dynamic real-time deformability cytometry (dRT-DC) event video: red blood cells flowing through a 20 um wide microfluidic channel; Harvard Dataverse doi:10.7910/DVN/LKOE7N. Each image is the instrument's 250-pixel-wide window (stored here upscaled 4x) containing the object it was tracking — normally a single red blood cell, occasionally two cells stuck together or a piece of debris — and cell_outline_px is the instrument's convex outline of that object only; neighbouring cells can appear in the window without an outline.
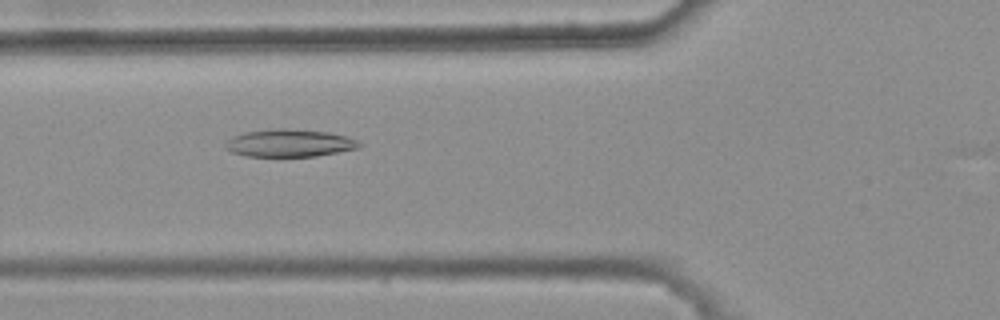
{"species": "common noctule bat (a hibernating species)", "species_latin": "Nyctalus noctula", "temperature_condition": "warm", "stored_images_in_passage": 7, "camera_frame_rate_fps": 3000, "um_per_image_px": 0.085, "animal": {"sex": "female", "body_mass_g": 25.1}, "frame": {"image": 1, "passage_image": 3, "time_ms": 0.667, "image_size_px": [1000, 320], "cell_outline_px": [[364, 144], [360, 148], [316, 156], [248, 156], [232, 152], [224, 148], [224, 144], [232, 136], [244, 132], [276, 128], [284, 128], [328, 132], [348, 136]], "centroid_in_image_um": [24.62, 12.15], "position_along_channel_um": 101.2, "area_um2": 21.62}}
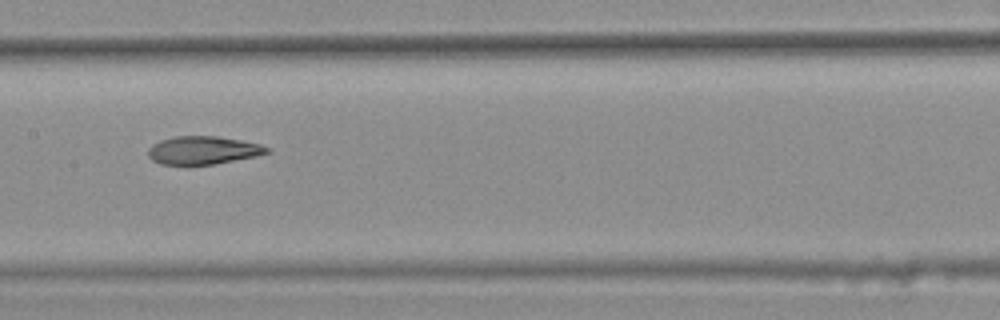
{"frame": {"image": 2, "passage_image": 5, "time_ms": 1.333, "image_size_px": [1000, 320], "cell_outline_px": [[272, 148], [268, 152], [256, 156], [212, 164], [188, 168], [160, 164], [152, 160], [148, 156], [148, 148], [152, 144], [160, 140], [176, 136], [216, 136], [240, 140], [260, 144]], "centroid_in_image_um": [17.19, 12.81], "position_along_channel_um": 190.2, "area_um2": 20.06}}
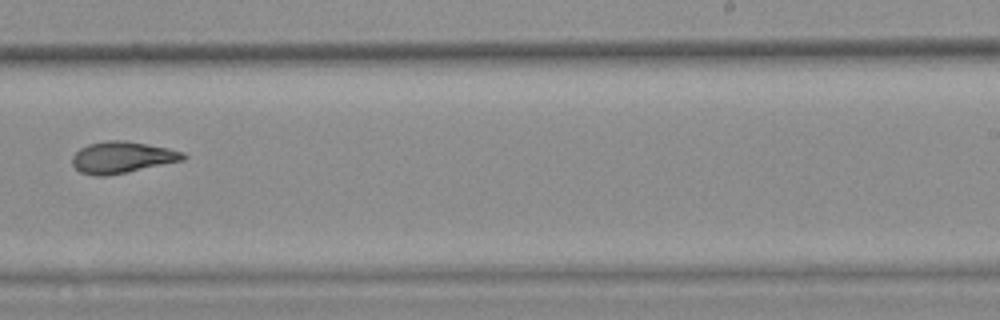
{"frame": {"image": 3, "passage_image": 7, "time_ms": 2.0, "image_size_px": [1000, 320], "cell_outline_px": [[188, 156], [184, 160], [128, 172], [108, 176], [92, 176], [80, 172], [72, 164], [72, 156], [80, 148], [88, 144], [104, 140], [128, 140], [168, 148], [184, 152]], "centroid_in_image_um": [10.38, 13.37], "position_along_channel_um": 278.6, "area_um2": 20.69}}